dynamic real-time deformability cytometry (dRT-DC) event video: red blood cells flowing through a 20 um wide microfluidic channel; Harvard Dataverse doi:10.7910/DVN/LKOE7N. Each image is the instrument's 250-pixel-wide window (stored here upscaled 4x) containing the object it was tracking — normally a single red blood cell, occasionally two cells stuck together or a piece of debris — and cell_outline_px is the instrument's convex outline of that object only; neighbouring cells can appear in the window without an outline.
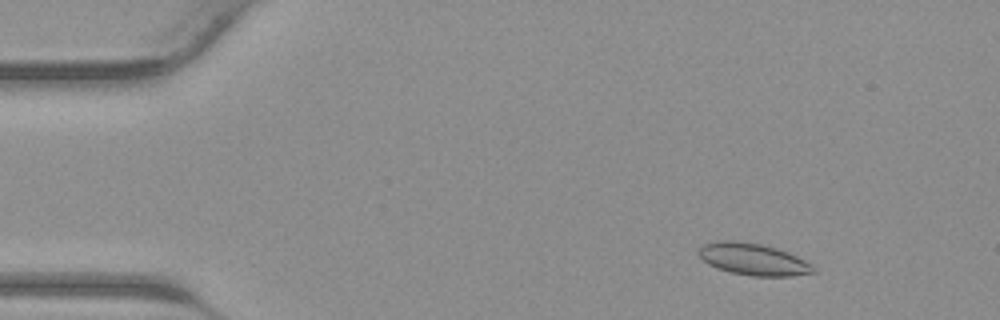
{"species": "common noctule bat (a hibernating species)", "species_latin": "Nyctalus noctula", "temperature_condition": "warm", "stored_images_in_passage": 41, "camera_frame_rate_fps": 3000, "um_per_image_px": 0.085, "animal": {"sex": "male", "body_mass_g": 23.1, "forearm_length_mm": 52.7}, "frame": {"image": 1, "passage_image": 5, "time_ms": 1.333, "image_size_px": [1000, 320], "cell_outline_px": [[816, 272], [792, 276], [752, 276], [732, 272], [716, 268], [708, 264], [696, 252], [704, 244], [716, 240], [736, 240], [760, 244], [776, 248], [788, 252], [812, 264], [816, 268]], "centroid_in_image_um": [64.02, 22.03], "position_along_channel_um": 21.0, "area_um2": 21.33}}
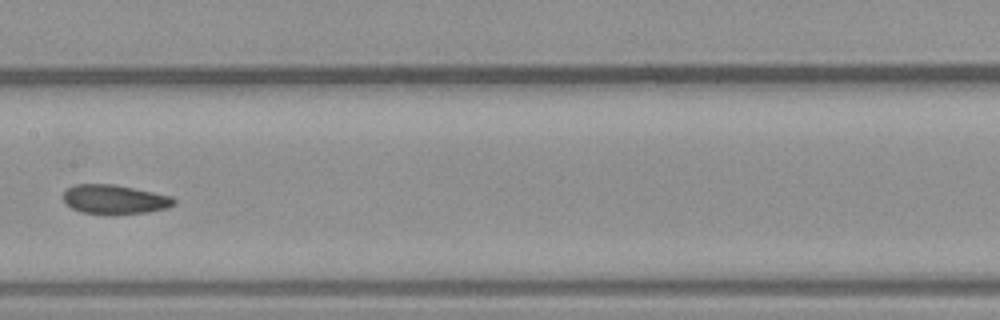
{"frame": {"image": 2, "passage_image": 21, "time_ms": 6.667, "image_size_px": [1000, 320], "cell_outline_px": [[176, 204], [168, 208], [148, 212], [116, 216], [112, 216], [80, 212], [64, 204], [64, 192], [68, 188], [76, 184], [112, 184], [172, 196], [176, 200]], "centroid_in_image_um": [9.75, 16.99], "position_along_channel_um": 197.7, "area_um2": 19.31}}
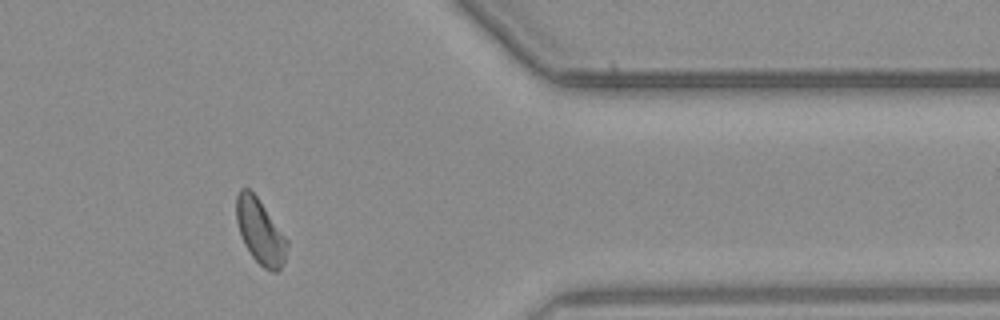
{"frame": {"image": 3, "passage_image": 34, "time_ms": 11.0, "image_size_px": [1000, 320], "cell_outline_px": [[288, 244], [284, 264], [276, 272], [272, 272], [264, 268], [252, 256], [244, 244], [240, 236], [236, 220], [236, 196], [240, 188], [248, 188], [256, 196], [288, 240]], "centroid_in_image_um": [22.1, 19.69], "position_along_channel_um": 389.3, "area_um2": 19.07}}